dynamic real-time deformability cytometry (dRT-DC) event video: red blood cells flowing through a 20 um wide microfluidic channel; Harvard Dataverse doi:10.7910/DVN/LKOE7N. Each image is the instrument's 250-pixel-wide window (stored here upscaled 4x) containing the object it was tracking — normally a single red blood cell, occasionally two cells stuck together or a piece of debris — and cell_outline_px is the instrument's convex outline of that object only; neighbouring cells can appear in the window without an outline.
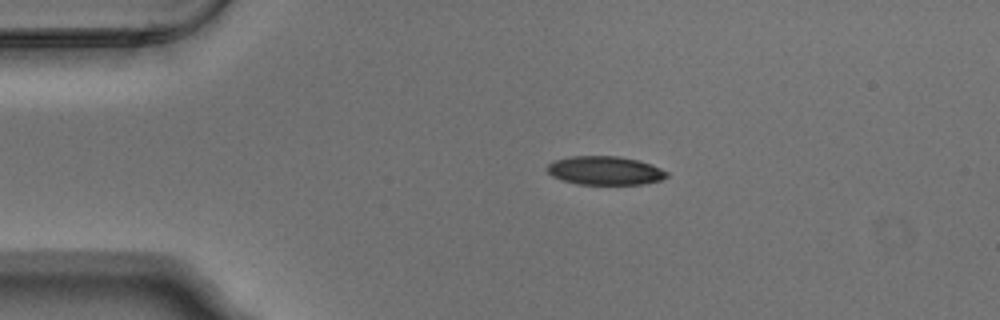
{"species": "Egyptian fruit bat (a non-hibernating species)", "species_latin": "Rousettus aegyptiacus", "temperature_condition": "warm", "stored_images_in_passage": 3, "camera_frame_rate_fps": 3000, "um_per_image_px": 0.085, "animal": {"sex": "male"}, "frame": {"image": 1, "passage_image": 2, "time_ms": 0.333, "image_size_px": [1000, 320], "cell_outline_px": [[668, 176], [660, 180], [644, 184], [576, 184], [552, 176], [544, 168], [548, 164], [556, 160], [568, 156], [620, 156], [640, 160], [652, 164], [668, 172]], "centroid_in_image_um": [51.43, 14.49], "position_along_channel_um": 33.6, "area_um2": 20.11}}